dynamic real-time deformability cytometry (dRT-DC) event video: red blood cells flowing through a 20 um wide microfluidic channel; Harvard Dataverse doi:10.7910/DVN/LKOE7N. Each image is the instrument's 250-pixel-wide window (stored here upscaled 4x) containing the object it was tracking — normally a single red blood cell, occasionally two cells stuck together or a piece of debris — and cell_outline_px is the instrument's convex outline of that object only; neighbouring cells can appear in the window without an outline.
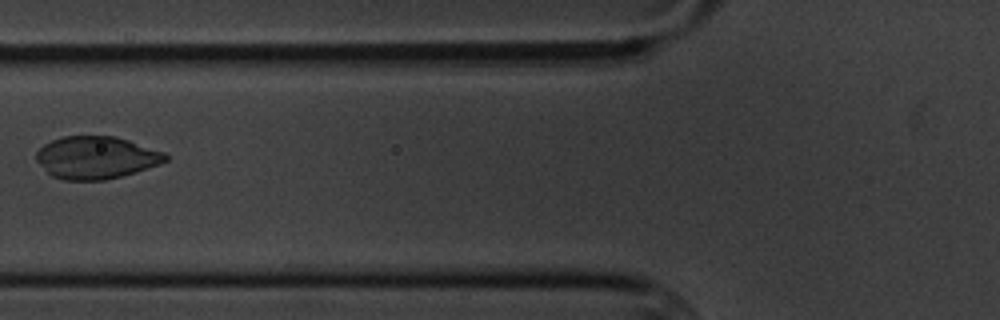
{"species": "common noctule bat (a hibernating species)", "species_latin": "Nyctalus noctula", "temperature_condition": "cold", "stored_images_in_passage": 6, "camera_frame_rate_fps": 3000, "um_per_image_px": 0.085, "animal": {"sex": "male", "body_mass_g": 20.1, "forearm_length_mm": 53.5}, "frame": {"image": 1, "passage_image": 6, "time_ms": 6.667, "image_size_px": [1000, 320], "cell_outline_px": [[168, 160], [160, 164], [136, 172], [104, 180], [64, 180], [52, 176], [36, 160], [36, 152], [44, 144], [52, 140], [64, 136], [116, 136], [164, 152], [168, 156]], "centroid_in_image_um": [8.18, 13.39], "position_along_channel_um": 117.6, "area_um2": 31.85}}